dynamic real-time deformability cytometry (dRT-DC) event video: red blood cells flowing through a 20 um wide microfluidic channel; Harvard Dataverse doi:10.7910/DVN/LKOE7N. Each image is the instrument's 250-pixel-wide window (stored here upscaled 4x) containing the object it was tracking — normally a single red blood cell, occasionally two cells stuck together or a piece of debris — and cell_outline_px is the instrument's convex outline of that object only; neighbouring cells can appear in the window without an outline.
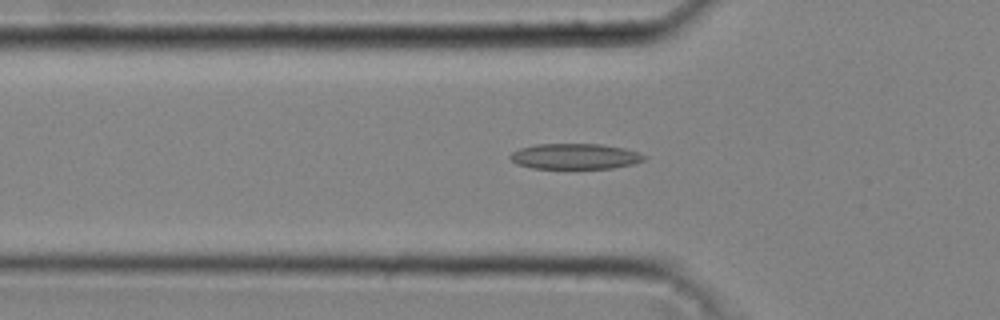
{"species": "common noctule bat (a hibernating species)", "species_latin": "Nyctalus noctula", "temperature_condition": "cold", "stored_images_in_passage": 39, "camera_frame_rate_fps": 3000, "um_per_image_px": 0.085, "animal": {"sex": "male", "body_mass_g": 20.4}, "frame": {"image": 1, "passage_image": 13, "time_ms": 4.0, "image_size_px": [1000, 320], "cell_outline_px": [[648, 156], [644, 160], [632, 164], [612, 168], [532, 168], [516, 164], [508, 156], [512, 152], [520, 148], [536, 144], [600, 144], [624, 148]], "centroid_in_image_um": [48.86, 13.29], "position_along_channel_um": 76.9, "area_um2": 19.88}}
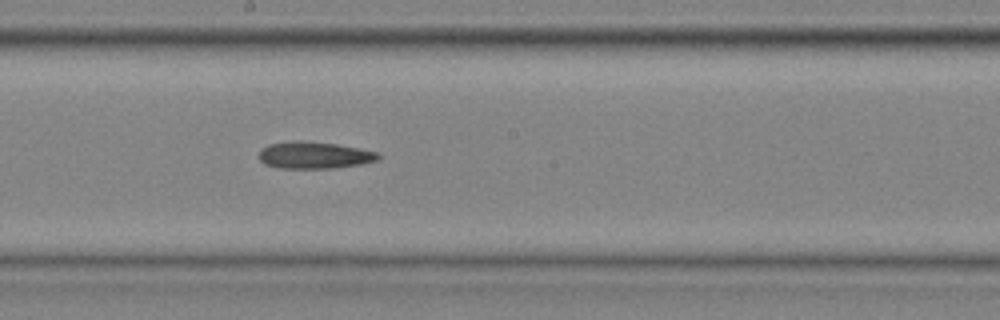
{"frame": {"image": 2, "passage_image": 23, "time_ms": 7.333, "image_size_px": [1000, 320], "cell_outline_px": [[380, 156], [376, 160], [360, 164], [332, 168], [276, 168], [264, 164], [260, 160], [260, 148], [268, 144], [296, 140], [300, 140], [336, 144], [360, 148], [376, 152]], "centroid_in_image_um": [26.66, 13.18], "position_along_channel_um": 221.5, "area_um2": 18.67}}
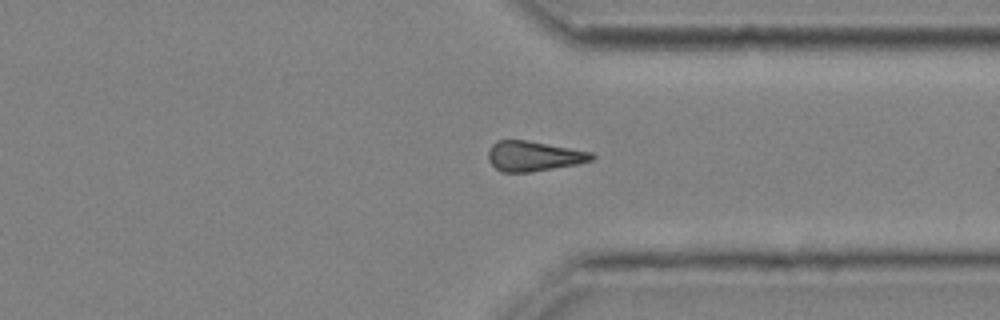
{"frame": {"image": 3, "passage_image": 33, "time_ms": 10.667, "image_size_px": [1000, 320], "cell_outline_px": [[596, 156], [592, 160], [576, 164], [532, 172], [500, 172], [488, 160], [488, 152], [492, 144], [496, 140], [524, 140], [592, 152]], "centroid_in_image_um": [45.33, 13.27], "position_along_channel_um": 366.1, "area_um2": 17.98}}